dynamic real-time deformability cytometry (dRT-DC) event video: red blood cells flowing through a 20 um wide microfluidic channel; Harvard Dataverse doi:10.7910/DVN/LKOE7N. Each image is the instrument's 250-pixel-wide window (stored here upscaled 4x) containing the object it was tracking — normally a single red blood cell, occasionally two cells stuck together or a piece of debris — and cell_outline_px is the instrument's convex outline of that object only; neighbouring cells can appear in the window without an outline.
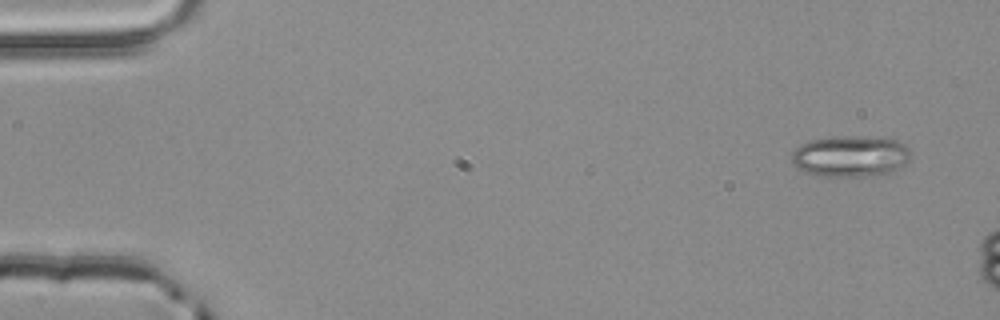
{"species": "common noctule bat (a hibernating species)", "species_latin": "Nyctalus noctula", "temperature_condition": "room temperature", "stored_images_in_passage": 3, "camera_frame_rate_fps": 3000, "um_per_image_px": 0.085, "animal": {"sex": "male", "body_mass_g": 20.4}, "frame": {"image": 1, "passage_image": 1, "time_ms": 0.0, "image_size_px": [1000, 320], "cell_outline_px": [[908, 160], [900, 168], [888, 176], [820, 176], [804, 172], [796, 168], [792, 164], [792, 152], [800, 144], [812, 140], [832, 136], [884, 136], [896, 140], [904, 144], [908, 148]], "centroid_in_image_um": [72.3, 13.28], "position_along_channel_um": 12.7, "area_um2": 29.3}}